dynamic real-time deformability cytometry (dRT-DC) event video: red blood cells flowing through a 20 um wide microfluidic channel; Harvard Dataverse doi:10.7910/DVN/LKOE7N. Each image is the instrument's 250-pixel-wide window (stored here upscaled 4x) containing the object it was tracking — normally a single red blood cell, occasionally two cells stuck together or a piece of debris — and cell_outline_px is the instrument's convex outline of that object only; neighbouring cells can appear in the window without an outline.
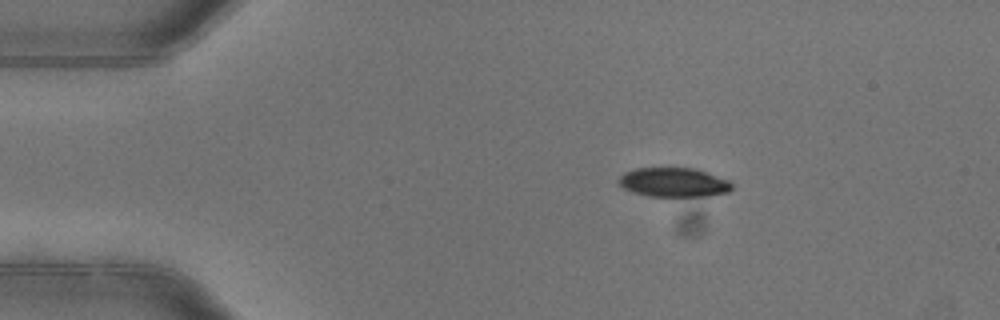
{"species": "common noctule bat (a hibernating species)", "species_latin": "Nyctalus noctula", "temperature_condition": "warm", "stored_images_in_passage": 3, "camera_frame_rate_fps": 3000, "um_per_image_px": 0.085, "animal": {"sex": "female"}, "frame": {"image": 1, "passage_image": 1, "time_ms": 0.0, "image_size_px": [1000, 320], "cell_outline_px": [[732, 188], [728, 192], [708, 196], [648, 196], [632, 192], [624, 188], [616, 180], [624, 172], [636, 168], [692, 168], [732, 180]], "centroid_in_image_um": [57.27, 15.5], "position_along_channel_um": 27.7, "area_um2": 19.36}}
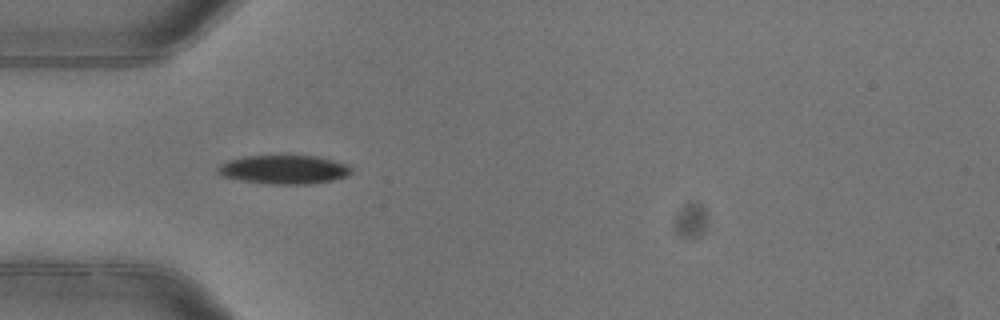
{"frame": {"image": 2, "passage_image": 2, "time_ms": 0.333, "image_size_px": [1000, 320], "cell_outline_px": [[352, 172], [348, 176], [332, 180], [308, 184], [276, 184], [244, 180], [224, 176], [216, 168], [220, 164], [228, 160], [244, 156], [280, 152], [288, 152], [320, 156], [344, 164], [352, 168]], "centroid_in_image_um": [24.17, 14.33], "position_along_channel_um": 60.8, "area_um2": 23.24}}